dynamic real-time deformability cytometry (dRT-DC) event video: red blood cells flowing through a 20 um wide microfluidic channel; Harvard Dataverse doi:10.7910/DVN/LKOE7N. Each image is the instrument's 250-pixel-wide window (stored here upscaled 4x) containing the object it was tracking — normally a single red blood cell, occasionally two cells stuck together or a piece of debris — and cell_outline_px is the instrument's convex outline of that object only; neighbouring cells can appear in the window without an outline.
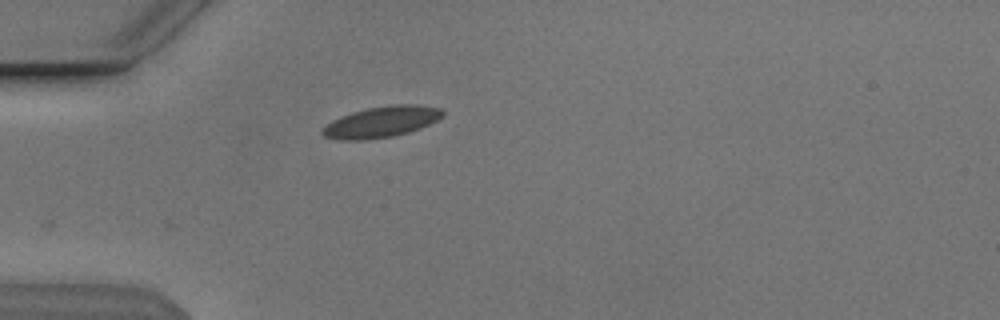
{"species": "Egyptian fruit bat (a non-hibernating species)", "species_latin": "Rousettus aegyptiacus", "temperature_condition": "cold", "stored_images_in_passage": 18, "camera_frame_rate_fps": 3000, "um_per_image_px": 0.085, "animal": {"sex": "male"}, "frame": {"image": 1, "passage_image": 1, "time_ms": 0.0, "image_size_px": [1000, 320], "cell_outline_px": [[444, 116], [420, 128], [408, 132], [392, 136], [364, 140], [340, 140], [324, 136], [320, 132], [332, 120], [352, 112], [368, 108], [392, 104], [416, 104], [440, 108], [444, 112]], "centroid_in_image_um": [32.43, 10.35], "position_along_channel_um": 52.6, "area_um2": 21.56}}
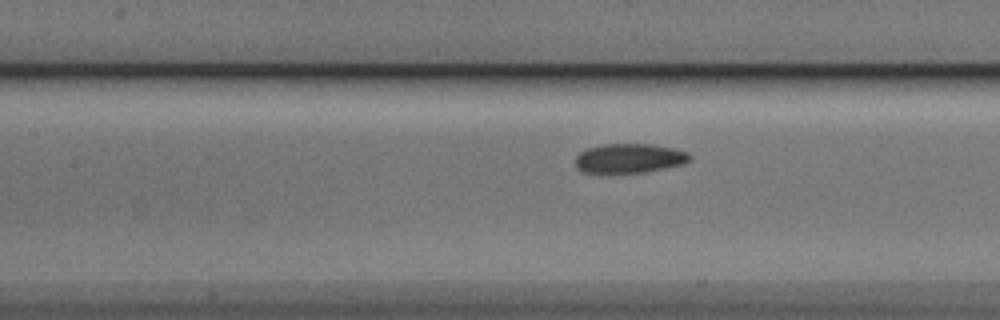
{"frame": {"image": 2, "passage_image": 10, "time_ms": 3.0, "image_size_px": [1000, 320], "cell_outline_px": [[688, 160], [680, 164], [664, 168], [640, 172], [584, 172], [576, 168], [576, 156], [580, 152], [588, 148], [600, 144], [652, 144], [672, 148], [688, 152]], "centroid_in_image_um": [53.43, 13.44], "position_along_channel_um": 154.0, "area_um2": 19.13}}
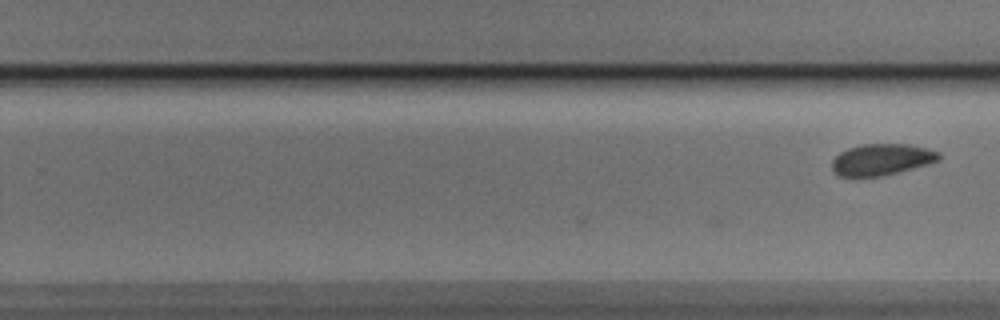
{"frame": {"image": 3, "passage_image": 18, "time_ms": 5.667, "image_size_px": [1000, 320], "cell_outline_px": [[940, 160], [928, 164], [900, 172], [880, 176], [852, 180], [840, 176], [832, 172], [832, 160], [840, 152], [848, 148], [860, 144], [908, 144], [940, 152]], "centroid_in_image_um": [74.87, 13.6], "position_along_channel_um": 254.9, "area_um2": 20.17}}